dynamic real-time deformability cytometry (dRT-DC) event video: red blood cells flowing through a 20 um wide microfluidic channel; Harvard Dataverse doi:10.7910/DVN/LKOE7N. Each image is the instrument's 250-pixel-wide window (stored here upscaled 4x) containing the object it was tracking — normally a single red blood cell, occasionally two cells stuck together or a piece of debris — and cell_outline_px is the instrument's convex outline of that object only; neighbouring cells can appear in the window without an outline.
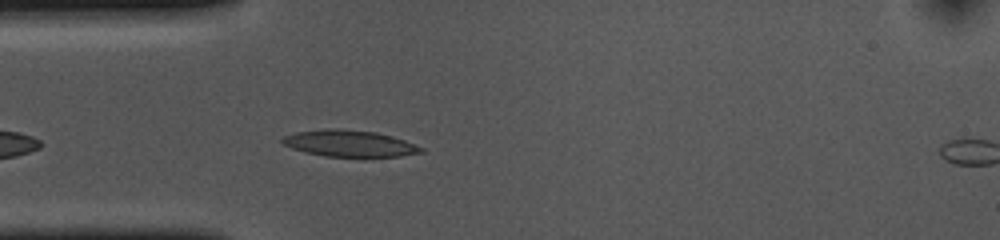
{"species": "common noctule bat (a hibernating species)", "species_latin": "Nyctalus noctula", "temperature_condition": "cold", "stored_images_in_passage": 6, "segment_of_instrument_passage": [1, 2], "camera_frame_rate_fps": 3000, "um_per_image_px": 0.085, "animal": {"sex": "female", "body_mass_g": 10.0, "forearm_length_mm": 53.1}, "frame": {"image": 1, "passage_image": 5, "time_ms": 1.333, "image_size_px": [1000, 240], "cell_outline_px": [[424, 152], [400, 156], [324, 156], [304, 152], [292, 148], [284, 144], [280, 140], [284, 136], [296, 132], [324, 128], [340, 128], [376, 132], [404, 140], [424, 148]], "centroid_in_image_um": [29.68, 12.18], "position_along_channel_um": 55.3, "area_um2": 21.33}}